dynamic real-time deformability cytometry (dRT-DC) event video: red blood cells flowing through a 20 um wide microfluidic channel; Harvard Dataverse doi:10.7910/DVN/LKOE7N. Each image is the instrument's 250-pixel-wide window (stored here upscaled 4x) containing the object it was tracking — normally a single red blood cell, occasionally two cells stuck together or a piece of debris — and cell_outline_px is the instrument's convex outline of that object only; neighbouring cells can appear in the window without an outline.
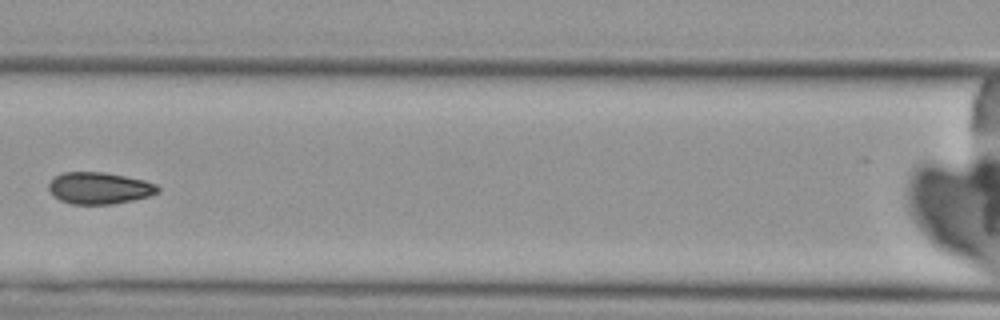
{"species": "Egyptian fruit bat (a non-hibernating species)", "species_latin": "Rousettus aegyptiacus", "temperature_condition": "cold", "stored_images_in_passage": 8, "camera_frame_rate_fps": 3000, "um_per_image_px": 0.085, "animal": {"sex": "female"}, "frame": {"image": 1, "passage_image": 7, "time_ms": 8.0, "image_size_px": [1000, 320], "cell_outline_px": [[160, 192], [148, 196], [132, 200], [112, 204], [72, 204], [60, 200], [48, 188], [48, 184], [56, 176], [64, 172], [104, 172], [144, 180], [156, 184], [160, 188]], "centroid_in_image_um": [8.47, 15.99], "position_along_channel_um": 158.1, "area_um2": 20.0}}
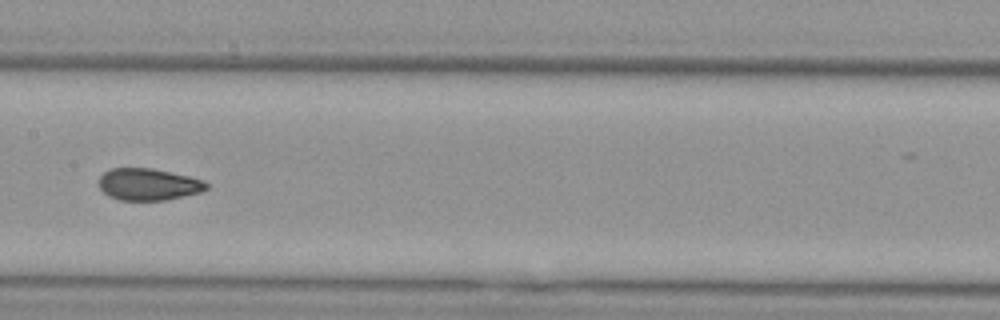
{"frame": {"image": 2, "passage_image": 8, "time_ms": 9.0, "image_size_px": [1000, 320], "cell_outline_px": [[208, 188], [200, 192], [164, 200], [120, 200], [108, 196], [100, 188], [100, 176], [104, 172], [112, 168], [152, 168], [188, 176], [204, 180], [208, 184]], "centroid_in_image_um": [12.61, 15.67], "position_along_channel_um": 194.8, "area_um2": 19.83}}